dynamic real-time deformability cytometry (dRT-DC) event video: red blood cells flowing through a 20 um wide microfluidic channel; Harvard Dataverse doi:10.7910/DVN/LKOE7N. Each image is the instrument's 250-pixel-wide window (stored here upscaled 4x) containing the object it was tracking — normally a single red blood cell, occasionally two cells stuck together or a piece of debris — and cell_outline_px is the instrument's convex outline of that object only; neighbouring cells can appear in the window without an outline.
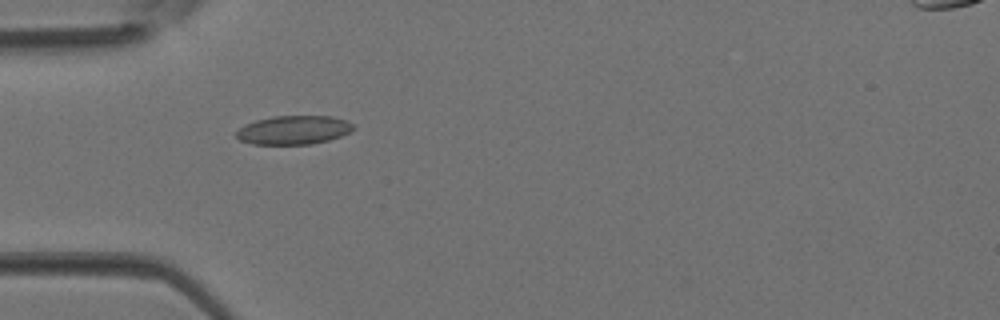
{"species": "Egyptian fruit bat (a non-hibernating species)", "species_latin": "Rousettus aegyptiacus", "temperature_condition": "room temperature", "stored_images_in_passage": 5, "camera_frame_rate_fps": 3000, "um_per_image_px": 0.085, "animal": {"sex": "female"}, "frame": {"image": 1, "passage_image": 4, "time_ms": 1.0, "image_size_px": [1000, 320], "cell_outline_px": [[356, 128], [340, 136], [328, 140], [312, 144], [252, 144], [240, 140], [236, 136], [236, 132], [240, 128], [256, 120], [272, 116], [332, 116], [356, 124]], "centroid_in_image_um": [24.99, 11.05], "position_along_channel_um": 60.0, "area_um2": 19.54}}
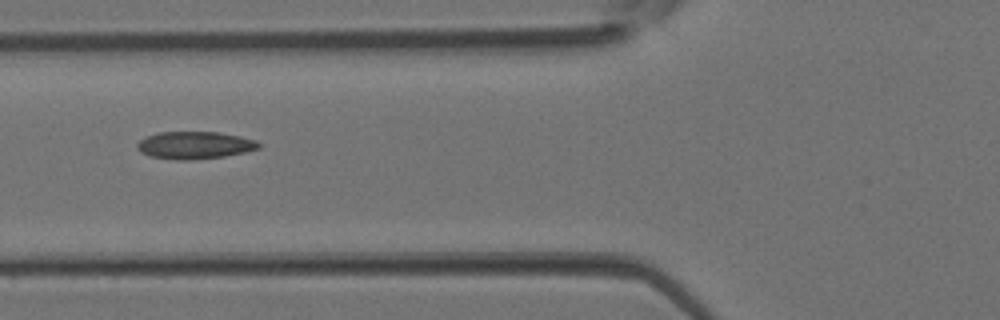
{"frame": {"image": 2, "passage_image": 5, "time_ms": 1.333, "image_size_px": [1000, 320], "cell_outline_px": [[260, 148], [244, 152], [224, 156], [188, 160], [176, 160], [152, 156], [140, 152], [136, 148], [136, 144], [140, 140], [156, 132], [216, 132], [240, 136], [256, 140], [260, 144]], "centroid_in_image_um": [16.53, 12.34], "position_along_channel_um": 109.3, "area_um2": 19.31}}